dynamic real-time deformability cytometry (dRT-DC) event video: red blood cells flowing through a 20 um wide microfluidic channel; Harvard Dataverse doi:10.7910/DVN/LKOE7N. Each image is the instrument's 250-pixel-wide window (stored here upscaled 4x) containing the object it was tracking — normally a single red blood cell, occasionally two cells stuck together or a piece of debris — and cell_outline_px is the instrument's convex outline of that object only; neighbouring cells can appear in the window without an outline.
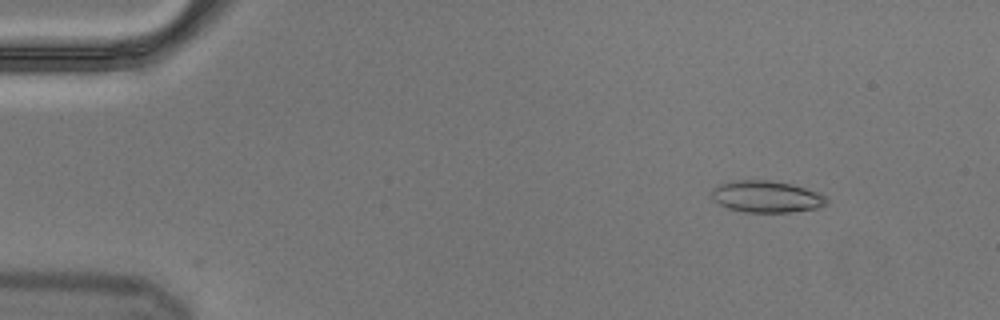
{"species": "Egyptian fruit bat (a non-hibernating species)", "species_latin": "Rousettus aegyptiacus", "temperature_condition": "cold", "stored_images_in_passage": 4, "camera_frame_rate_fps": 3000, "um_per_image_px": 0.085, "animal": {"sex": "male"}, "frame": {"image": 1, "passage_image": 1, "time_ms": 0.0, "image_size_px": [1000, 320], "cell_outline_px": [[828, 204], [816, 208], [792, 212], [744, 212], [728, 208], [712, 200], [712, 188], [728, 180], [768, 180], [792, 184], [820, 192], [828, 200]], "centroid_in_image_um": [65.14, 16.71], "position_along_channel_um": 19.9, "area_um2": 21.44}}